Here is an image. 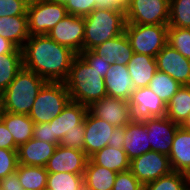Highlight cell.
Listing matches in <instances>:
<instances>
[{
  "label": "cell",
  "instance_id": "19",
  "mask_svg": "<svg viewBox=\"0 0 190 190\" xmlns=\"http://www.w3.org/2000/svg\"><path fill=\"white\" fill-rule=\"evenodd\" d=\"M107 96L121 98L129 101L132 91L135 89L130 77L127 65H110L104 76Z\"/></svg>",
  "mask_w": 190,
  "mask_h": 190
},
{
  "label": "cell",
  "instance_id": "27",
  "mask_svg": "<svg viewBox=\"0 0 190 190\" xmlns=\"http://www.w3.org/2000/svg\"><path fill=\"white\" fill-rule=\"evenodd\" d=\"M2 121L12 134L14 142L18 147L32 139L34 122L28 115L3 111Z\"/></svg>",
  "mask_w": 190,
  "mask_h": 190
},
{
  "label": "cell",
  "instance_id": "25",
  "mask_svg": "<svg viewBox=\"0 0 190 190\" xmlns=\"http://www.w3.org/2000/svg\"><path fill=\"white\" fill-rule=\"evenodd\" d=\"M89 159L94 164L103 166L116 173L128 171L130 167V160L124 149H117L109 145L91 155Z\"/></svg>",
  "mask_w": 190,
  "mask_h": 190
},
{
  "label": "cell",
  "instance_id": "8",
  "mask_svg": "<svg viewBox=\"0 0 190 190\" xmlns=\"http://www.w3.org/2000/svg\"><path fill=\"white\" fill-rule=\"evenodd\" d=\"M170 0H131L125 9L126 23L168 25Z\"/></svg>",
  "mask_w": 190,
  "mask_h": 190
},
{
  "label": "cell",
  "instance_id": "38",
  "mask_svg": "<svg viewBox=\"0 0 190 190\" xmlns=\"http://www.w3.org/2000/svg\"><path fill=\"white\" fill-rule=\"evenodd\" d=\"M65 7L68 14L85 17L96 8V0H68Z\"/></svg>",
  "mask_w": 190,
  "mask_h": 190
},
{
  "label": "cell",
  "instance_id": "43",
  "mask_svg": "<svg viewBox=\"0 0 190 190\" xmlns=\"http://www.w3.org/2000/svg\"><path fill=\"white\" fill-rule=\"evenodd\" d=\"M0 148L18 149L12 134L9 132L2 120L0 121Z\"/></svg>",
  "mask_w": 190,
  "mask_h": 190
},
{
  "label": "cell",
  "instance_id": "3",
  "mask_svg": "<svg viewBox=\"0 0 190 190\" xmlns=\"http://www.w3.org/2000/svg\"><path fill=\"white\" fill-rule=\"evenodd\" d=\"M84 20L83 51H87L124 32L125 10L119 7L95 8Z\"/></svg>",
  "mask_w": 190,
  "mask_h": 190
},
{
  "label": "cell",
  "instance_id": "40",
  "mask_svg": "<svg viewBox=\"0 0 190 190\" xmlns=\"http://www.w3.org/2000/svg\"><path fill=\"white\" fill-rule=\"evenodd\" d=\"M32 138L53 143L56 146L60 143V140L56 136H53L52 125L49 122L34 124Z\"/></svg>",
  "mask_w": 190,
  "mask_h": 190
},
{
  "label": "cell",
  "instance_id": "46",
  "mask_svg": "<svg viewBox=\"0 0 190 190\" xmlns=\"http://www.w3.org/2000/svg\"><path fill=\"white\" fill-rule=\"evenodd\" d=\"M131 0H96V8H114L126 9Z\"/></svg>",
  "mask_w": 190,
  "mask_h": 190
},
{
  "label": "cell",
  "instance_id": "6",
  "mask_svg": "<svg viewBox=\"0 0 190 190\" xmlns=\"http://www.w3.org/2000/svg\"><path fill=\"white\" fill-rule=\"evenodd\" d=\"M168 25L126 23L124 32L134 53L156 57L167 44Z\"/></svg>",
  "mask_w": 190,
  "mask_h": 190
},
{
  "label": "cell",
  "instance_id": "2",
  "mask_svg": "<svg viewBox=\"0 0 190 190\" xmlns=\"http://www.w3.org/2000/svg\"><path fill=\"white\" fill-rule=\"evenodd\" d=\"M65 84L70 99L87 107L107 96L102 73L93 68L80 54L72 63Z\"/></svg>",
  "mask_w": 190,
  "mask_h": 190
},
{
  "label": "cell",
  "instance_id": "16",
  "mask_svg": "<svg viewBox=\"0 0 190 190\" xmlns=\"http://www.w3.org/2000/svg\"><path fill=\"white\" fill-rule=\"evenodd\" d=\"M87 112V106L70 100L62 112L49 122L52 125L53 136H56L61 141L66 133L85 131V116Z\"/></svg>",
  "mask_w": 190,
  "mask_h": 190
},
{
  "label": "cell",
  "instance_id": "51",
  "mask_svg": "<svg viewBox=\"0 0 190 190\" xmlns=\"http://www.w3.org/2000/svg\"><path fill=\"white\" fill-rule=\"evenodd\" d=\"M3 112V106H2V93H0V113Z\"/></svg>",
  "mask_w": 190,
  "mask_h": 190
},
{
  "label": "cell",
  "instance_id": "22",
  "mask_svg": "<svg viewBox=\"0 0 190 190\" xmlns=\"http://www.w3.org/2000/svg\"><path fill=\"white\" fill-rule=\"evenodd\" d=\"M172 171L190 175V131L179 126L174 134L169 154Z\"/></svg>",
  "mask_w": 190,
  "mask_h": 190
},
{
  "label": "cell",
  "instance_id": "33",
  "mask_svg": "<svg viewBox=\"0 0 190 190\" xmlns=\"http://www.w3.org/2000/svg\"><path fill=\"white\" fill-rule=\"evenodd\" d=\"M181 86L170 75L157 71L148 87L167 104Z\"/></svg>",
  "mask_w": 190,
  "mask_h": 190
},
{
  "label": "cell",
  "instance_id": "26",
  "mask_svg": "<svg viewBox=\"0 0 190 190\" xmlns=\"http://www.w3.org/2000/svg\"><path fill=\"white\" fill-rule=\"evenodd\" d=\"M117 173L94 164L90 159L84 170V188L87 190H112Z\"/></svg>",
  "mask_w": 190,
  "mask_h": 190
},
{
  "label": "cell",
  "instance_id": "12",
  "mask_svg": "<svg viewBox=\"0 0 190 190\" xmlns=\"http://www.w3.org/2000/svg\"><path fill=\"white\" fill-rule=\"evenodd\" d=\"M88 111L114 127H124L132 120L129 102L121 98L105 96L92 103Z\"/></svg>",
  "mask_w": 190,
  "mask_h": 190
},
{
  "label": "cell",
  "instance_id": "28",
  "mask_svg": "<svg viewBox=\"0 0 190 190\" xmlns=\"http://www.w3.org/2000/svg\"><path fill=\"white\" fill-rule=\"evenodd\" d=\"M190 114V85H182L167 103L166 117L180 126Z\"/></svg>",
  "mask_w": 190,
  "mask_h": 190
},
{
  "label": "cell",
  "instance_id": "30",
  "mask_svg": "<svg viewBox=\"0 0 190 190\" xmlns=\"http://www.w3.org/2000/svg\"><path fill=\"white\" fill-rule=\"evenodd\" d=\"M16 172L23 189L46 190L48 171L45 167L19 164Z\"/></svg>",
  "mask_w": 190,
  "mask_h": 190
},
{
  "label": "cell",
  "instance_id": "1",
  "mask_svg": "<svg viewBox=\"0 0 190 190\" xmlns=\"http://www.w3.org/2000/svg\"><path fill=\"white\" fill-rule=\"evenodd\" d=\"M23 67L33 71L47 82H65L76 52L60 45L48 35H35L27 39L22 48Z\"/></svg>",
  "mask_w": 190,
  "mask_h": 190
},
{
  "label": "cell",
  "instance_id": "20",
  "mask_svg": "<svg viewBox=\"0 0 190 190\" xmlns=\"http://www.w3.org/2000/svg\"><path fill=\"white\" fill-rule=\"evenodd\" d=\"M123 149L130 161L151 151L148 131L144 121L131 120L125 126Z\"/></svg>",
  "mask_w": 190,
  "mask_h": 190
},
{
  "label": "cell",
  "instance_id": "9",
  "mask_svg": "<svg viewBox=\"0 0 190 190\" xmlns=\"http://www.w3.org/2000/svg\"><path fill=\"white\" fill-rule=\"evenodd\" d=\"M129 170L144 186L172 171L168 155L149 151L130 161Z\"/></svg>",
  "mask_w": 190,
  "mask_h": 190
},
{
  "label": "cell",
  "instance_id": "14",
  "mask_svg": "<svg viewBox=\"0 0 190 190\" xmlns=\"http://www.w3.org/2000/svg\"><path fill=\"white\" fill-rule=\"evenodd\" d=\"M157 70L170 75L180 85H190V60L169 44L155 57Z\"/></svg>",
  "mask_w": 190,
  "mask_h": 190
},
{
  "label": "cell",
  "instance_id": "23",
  "mask_svg": "<svg viewBox=\"0 0 190 190\" xmlns=\"http://www.w3.org/2000/svg\"><path fill=\"white\" fill-rule=\"evenodd\" d=\"M127 68L135 89L148 87L149 82L158 71L155 57L140 53H133Z\"/></svg>",
  "mask_w": 190,
  "mask_h": 190
},
{
  "label": "cell",
  "instance_id": "10",
  "mask_svg": "<svg viewBox=\"0 0 190 190\" xmlns=\"http://www.w3.org/2000/svg\"><path fill=\"white\" fill-rule=\"evenodd\" d=\"M84 28V17L68 14L47 35L58 44L80 54L83 51Z\"/></svg>",
  "mask_w": 190,
  "mask_h": 190
},
{
  "label": "cell",
  "instance_id": "5",
  "mask_svg": "<svg viewBox=\"0 0 190 190\" xmlns=\"http://www.w3.org/2000/svg\"><path fill=\"white\" fill-rule=\"evenodd\" d=\"M70 100L65 82H47L36 96L28 116L34 124L51 122Z\"/></svg>",
  "mask_w": 190,
  "mask_h": 190
},
{
  "label": "cell",
  "instance_id": "47",
  "mask_svg": "<svg viewBox=\"0 0 190 190\" xmlns=\"http://www.w3.org/2000/svg\"><path fill=\"white\" fill-rule=\"evenodd\" d=\"M17 47L9 40L0 35V55L6 53H13Z\"/></svg>",
  "mask_w": 190,
  "mask_h": 190
},
{
  "label": "cell",
  "instance_id": "44",
  "mask_svg": "<svg viewBox=\"0 0 190 190\" xmlns=\"http://www.w3.org/2000/svg\"><path fill=\"white\" fill-rule=\"evenodd\" d=\"M0 187L2 190H22V185L20 184L18 173L15 171L5 178L0 180Z\"/></svg>",
  "mask_w": 190,
  "mask_h": 190
},
{
  "label": "cell",
  "instance_id": "39",
  "mask_svg": "<svg viewBox=\"0 0 190 190\" xmlns=\"http://www.w3.org/2000/svg\"><path fill=\"white\" fill-rule=\"evenodd\" d=\"M27 7L21 0H0V17L27 15Z\"/></svg>",
  "mask_w": 190,
  "mask_h": 190
},
{
  "label": "cell",
  "instance_id": "7",
  "mask_svg": "<svg viewBox=\"0 0 190 190\" xmlns=\"http://www.w3.org/2000/svg\"><path fill=\"white\" fill-rule=\"evenodd\" d=\"M28 31L31 36L47 35L66 15L64 5L48 0H38L27 7Z\"/></svg>",
  "mask_w": 190,
  "mask_h": 190
},
{
  "label": "cell",
  "instance_id": "45",
  "mask_svg": "<svg viewBox=\"0 0 190 190\" xmlns=\"http://www.w3.org/2000/svg\"><path fill=\"white\" fill-rule=\"evenodd\" d=\"M125 135V126L124 127H114L113 137H111L108 141V145L114 148H123Z\"/></svg>",
  "mask_w": 190,
  "mask_h": 190
},
{
  "label": "cell",
  "instance_id": "17",
  "mask_svg": "<svg viewBox=\"0 0 190 190\" xmlns=\"http://www.w3.org/2000/svg\"><path fill=\"white\" fill-rule=\"evenodd\" d=\"M114 126L107 121L93 116L89 111L85 116V136L83 151L88 157L108 146L113 137Z\"/></svg>",
  "mask_w": 190,
  "mask_h": 190
},
{
  "label": "cell",
  "instance_id": "32",
  "mask_svg": "<svg viewBox=\"0 0 190 190\" xmlns=\"http://www.w3.org/2000/svg\"><path fill=\"white\" fill-rule=\"evenodd\" d=\"M84 177L68 172L48 173L46 190H83Z\"/></svg>",
  "mask_w": 190,
  "mask_h": 190
},
{
  "label": "cell",
  "instance_id": "31",
  "mask_svg": "<svg viewBox=\"0 0 190 190\" xmlns=\"http://www.w3.org/2000/svg\"><path fill=\"white\" fill-rule=\"evenodd\" d=\"M146 190H190V175L171 171L144 185Z\"/></svg>",
  "mask_w": 190,
  "mask_h": 190
},
{
  "label": "cell",
  "instance_id": "37",
  "mask_svg": "<svg viewBox=\"0 0 190 190\" xmlns=\"http://www.w3.org/2000/svg\"><path fill=\"white\" fill-rule=\"evenodd\" d=\"M143 185L130 170L117 173L112 190H140Z\"/></svg>",
  "mask_w": 190,
  "mask_h": 190
},
{
  "label": "cell",
  "instance_id": "4",
  "mask_svg": "<svg viewBox=\"0 0 190 190\" xmlns=\"http://www.w3.org/2000/svg\"><path fill=\"white\" fill-rule=\"evenodd\" d=\"M46 83L36 73L23 67L2 92L3 111L28 115L36 96Z\"/></svg>",
  "mask_w": 190,
  "mask_h": 190
},
{
  "label": "cell",
  "instance_id": "24",
  "mask_svg": "<svg viewBox=\"0 0 190 190\" xmlns=\"http://www.w3.org/2000/svg\"><path fill=\"white\" fill-rule=\"evenodd\" d=\"M0 35L22 49L30 37L28 31V15L1 16Z\"/></svg>",
  "mask_w": 190,
  "mask_h": 190
},
{
  "label": "cell",
  "instance_id": "49",
  "mask_svg": "<svg viewBox=\"0 0 190 190\" xmlns=\"http://www.w3.org/2000/svg\"><path fill=\"white\" fill-rule=\"evenodd\" d=\"M54 3H59L60 5H64L66 6V4L68 3V0H48Z\"/></svg>",
  "mask_w": 190,
  "mask_h": 190
},
{
  "label": "cell",
  "instance_id": "18",
  "mask_svg": "<svg viewBox=\"0 0 190 190\" xmlns=\"http://www.w3.org/2000/svg\"><path fill=\"white\" fill-rule=\"evenodd\" d=\"M91 50L111 65L114 63L127 65L134 53L125 32L95 46Z\"/></svg>",
  "mask_w": 190,
  "mask_h": 190
},
{
  "label": "cell",
  "instance_id": "48",
  "mask_svg": "<svg viewBox=\"0 0 190 190\" xmlns=\"http://www.w3.org/2000/svg\"><path fill=\"white\" fill-rule=\"evenodd\" d=\"M181 126H182L184 129L190 131V114H189L188 118L183 122V124H182Z\"/></svg>",
  "mask_w": 190,
  "mask_h": 190
},
{
  "label": "cell",
  "instance_id": "13",
  "mask_svg": "<svg viewBox=\"0 0 190 190\" xmlns=\"http://www.w3.org/2000/svg\"><path fill=\"white\" fill-rule=\"evenodd\" d=\"M89 157L82 150L57 145L45 165L48 173L68 172L84 175Z\"/></svg>",
  "mask_w": 190,
  "mask_h": 190
},
{
  "label": "cell",
  "instance_id": "34",
  "mask_svg": "<svg viewBox=\"0 0 190 190\" xmlns=\"http://www.w3.org/2000/svg\"><path fill=\"white\" fill-rule=\"evenodd\" d=\"M168 27L190 28V0H170Z\"/></svg>",
  "mask_w": 190,
  "mask_h": 190
},
{
  "label": "cell",
  "instance_id": "21",
  "mask_svg": "<svg viewBox=\"0 0 190 190\" xmlns=\"http://www.w3.org/2000/svg\"><path fill=\"white\" fill-rule=\"evenodd\" d=\"M57 146L53 143L29 139L18 147V163L28 166L45 167Z\"/></svg>",
  "mask_w": 190,
  "mask_h": 190
},
{
  "label": "cell",
  "instance_id": "36",
  "mask_svg": "<svg viewBox=\"0 0 190 190\" xmlns=\"http://www.w3.org/2000/svg\"><path fill=\"white\" fill-rule=\"evenodd\" d=\"M17 150L0 148V180L17 170L19 165Z\"/></svg>",
  "mask_w": 190,
  "mask_h": 190
},
{
  "label": "cell",
  "instance_id": "41",
  "mask_svg": "<svg viewBox=\"0 0 190 190\" xmlns=\"http://www.w3.org/2000/svg\"><path fill=\"white\" fill-rule=\"evenodd\" d=\"M80 55L98 72L105 76L111 64L104 61L100 56L96 55L92 50L82 51Z\"/></svg>",
  "mask_w": 190,
  "mask_h": 190
},
{
  "label": "cell",
  "instance_id": "15",
  "mask_svg": "<svg viewBox=\"0 0 190 190\" xmlns=\"http://www.w3.org/2000/svg\"><path fill=\"white\" fill-rule=\"evenodd\" d=\"M143 121L148 131L151 150L169 156L174 134L180 125L174 123L166 116L154 117Z\"/></svg>",
  "mask_w": 190,
  "mask_h": 190
},
{
  "label": "cell",
  "instance_id": "29",
  "mask_svg": "<svg viewBox=\"0 0 190 190\" xmlns=\"http://www.w3.org/2000/svg\"><path fill=\"white\" fill-rule=\"evenodd\" d=\"M22 68V49L17 48L13 53L0 55V93L10 85Z\"/></svg>",
  "mask_w": 190,
  "mask_h": 190
},
{
  "label": "cell",
  "instance_id": "35",
  "mask_svg": "<svg viewBox=\"0 0 190 190\" xmlns=\"http://www.w3.org/2000/svg\"><path fill=\"white\" fill-rule=\"evenodd\" d=\"M167 44L190 60V28L168 27Z\"/></svg>",
  "mask_w": 190,
  "mask_h": 190
},
{
  "label": "cell",
  "instance_id": "42",
  "mask_svg": "<svg viewBox=\"0 0 190 190\" xmlns=\"http://www.w3.org/2000/svg\"><path fill=\"white\" fill-rule=\"evenodd\" d=\"M85 131H72L66 133L59 145L83 151Z\"/></svg>",
  "mask_w": 190,
  "mask_h": 190
},
{
  "label": "cell",
  "instance_id": "50",
  "mask_svg": "<svg viewBox=\"0 0 190 190\" xmlns=\"http://www.w3.org/2000/svg\"><path fill=\"white\" fill-rule=\"evenodd\" d=\"M21 1H23L27 5H32L33 3H35L38 0H21Z\"/></svg>",
  "mask_w": 190,
  "mask_h": 190
},
{
  "label": "cell",
  "instance_id": "11",
  "mask_svg": "<svg viewBox=\"0 0 190 190\" xmlns=\"http://www.w3.org/2000/svg\"><path fill=\"white\" fill-rule=\"evenodd\" d=\"M128 102L132 120L166 116L167 104L149 87L134 89Z\"/></svg>",
  "mask_w": 190,
  "mask_h": 190
}]
</instances>
